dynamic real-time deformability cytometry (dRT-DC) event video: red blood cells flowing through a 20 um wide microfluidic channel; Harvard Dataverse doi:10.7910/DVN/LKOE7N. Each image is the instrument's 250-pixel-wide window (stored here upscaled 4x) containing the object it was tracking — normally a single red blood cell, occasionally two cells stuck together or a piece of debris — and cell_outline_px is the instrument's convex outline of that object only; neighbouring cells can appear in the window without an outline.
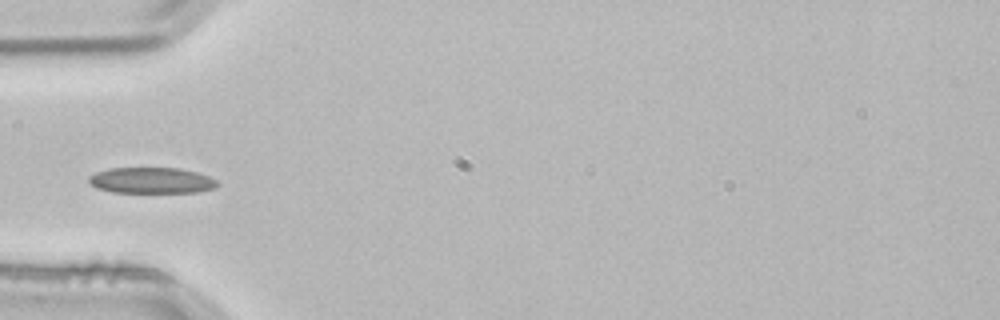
{"species": "common noctule bat (a hibernating species)", "species_latin": "Nyctalus noctula", "temperature_condition": "room temperature", "stored_images_in_passage": 4, "camera_frame_rate_fps": 3000, "um_per_image_px": 0.085, "animal": {"sex": "male", "body_mass_g": 21.5, "forearm_length_mm": 52.0}, "frame": {"image": 1, "passage_image": 4, "time_ms": 1.0, "image_size_px": [1000, 320], "cell_outline_px": [[220, 184], [216, 188], [196, 192], [112, 192], [96, 188], [88, 180], [88, 176], [96, 172], [108, 168], [180, 168], [196, 172], [208, 176], [216, 180]], "centroid_in_image_um": [12.88, 15.33], "position_along_channel_um": 72.1, "area_um2": 19.48}}